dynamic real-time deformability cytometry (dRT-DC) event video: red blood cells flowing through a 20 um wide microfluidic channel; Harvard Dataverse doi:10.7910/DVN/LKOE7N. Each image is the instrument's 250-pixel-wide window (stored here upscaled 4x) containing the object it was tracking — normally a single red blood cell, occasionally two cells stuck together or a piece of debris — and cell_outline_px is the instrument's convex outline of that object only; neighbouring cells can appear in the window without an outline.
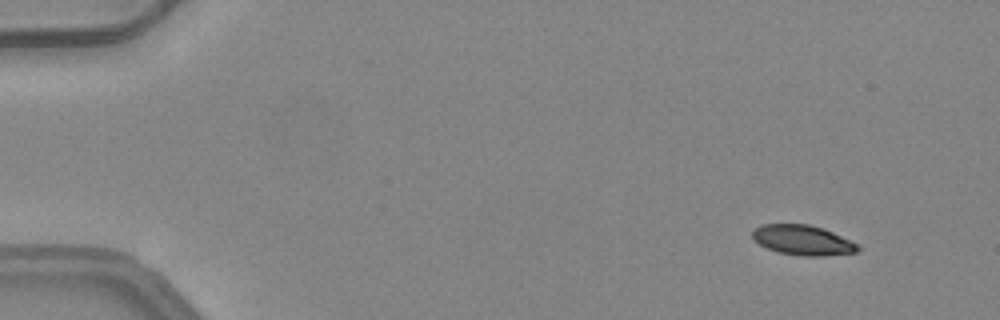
{"species": "common noctule bat (a hibernating species)", "species_latin": "Nyctalus noctula", "temperature_condition": "warm", "stored_images_in_passage": 4, "camera_frame_rate_fps": 3000, "um_per_image_px": 0.085, "animal": {"sex": "female", "body_mass_g": 24.6, "forearm_length_mm": 56.2}, "frame": {"image": 1, "passage_image": 1, "time_ms": 0.0, "image_size_px": [1000, 320], "cell_outline_px": [[860, 248], [856, 252], [824, 256], [800, 256], [776, 252], [752, 240], [752, 232], [760, 224], [808, 224], [824, 228], [860, 244]], "centroid_in_image_um": [68.24, 20.41], "position_along_channel_um": 16.8, "area_um2": 18.67}}
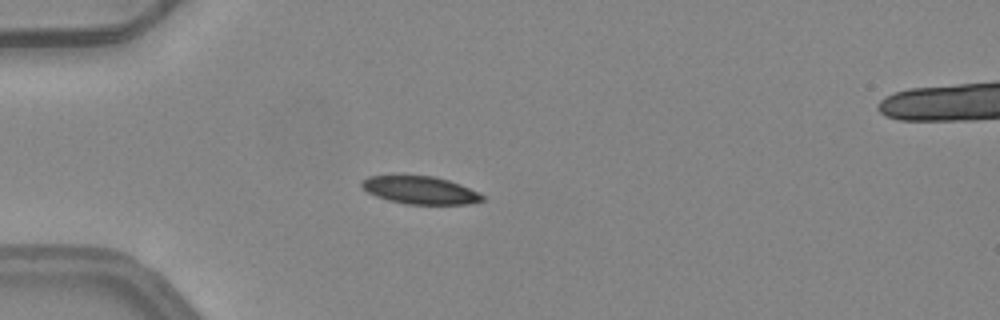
{"frame": {"image": 2, "passage_image": 4, "time_ms": 1.0, "image_size_px": [1000, 320], "cell_outline_px": [[484, 200], [468, 204], [404, 204], [388, 200], [376, 196], [368, 192], [360, 184], [360, 180], [368, 176], [432, 176], [448, 180], [460, 184], [480, 192], [484, 196]], "centroid_in_image_um": [35.72, 16.17], "position_along_channel_um": 49.3, "area_um2": 19.48}}